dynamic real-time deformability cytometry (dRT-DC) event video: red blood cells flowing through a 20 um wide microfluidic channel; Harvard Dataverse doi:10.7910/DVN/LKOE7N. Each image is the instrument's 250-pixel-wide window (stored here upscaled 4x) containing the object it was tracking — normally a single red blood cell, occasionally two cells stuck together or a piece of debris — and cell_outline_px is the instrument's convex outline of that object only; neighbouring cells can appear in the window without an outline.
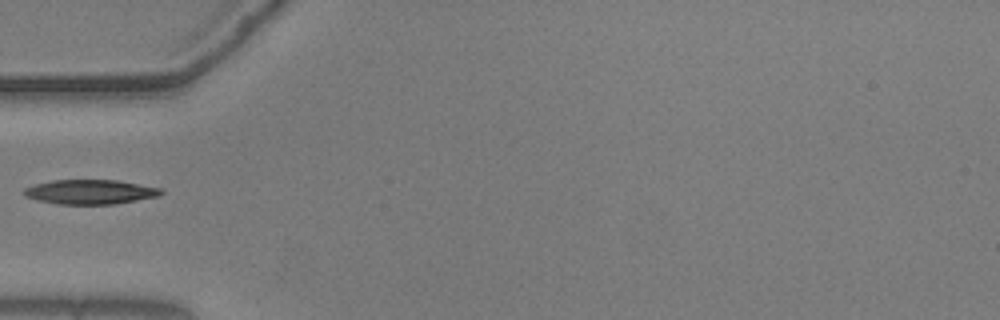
{"species": "common noctule bat (a hibernating species)", "species_latin": "Nyctalus noctula", "temperature_condition": "warm", "stored_images_in_passage": 38, "camera_frame_rate_fps": 3000, "um_per_image_px": 0.085, "animal": {"sex": "male", "body_mass_g": 20.5, "forearm_length_mm": 52.5}, "frame": {"image": 1, "passage_image": 1, "time_ms": 0.0, "image_size_px": [1000, 320], "cell_outline_px": [[164, 192], [160, 196], [112, 204], [60, 204], [36, 200], [24, 196], [24, 188], [36, 184], [52, 180], [116, 180], [160, 188]], "centroid_in_image_um": [7.65, 16.31], "position_along_channel_um": 77.3, "area_um2": 19.42}}
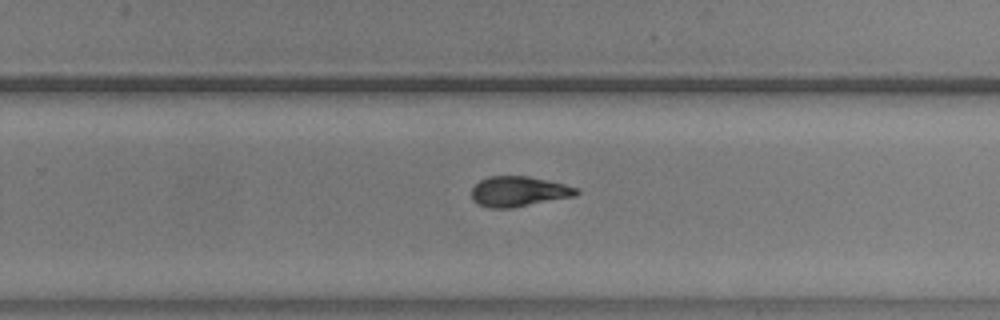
{"frame": {"image": 2, "passage_image": 18, "time_ms": 5.667, "image_size_px": [1000, 320], "cell_outline_px": [[580, 192], [576, 196], [512, 208], [488, 208], [476, 204], [472, 200], [472, 188], [480, 180], [488, 176], [528, 176], [564, 184], [580, 188]], "centroid_in_image_um": [44.09, 16.28], "position_along_channel_um": 285.7, "area_um2": 18.67}}
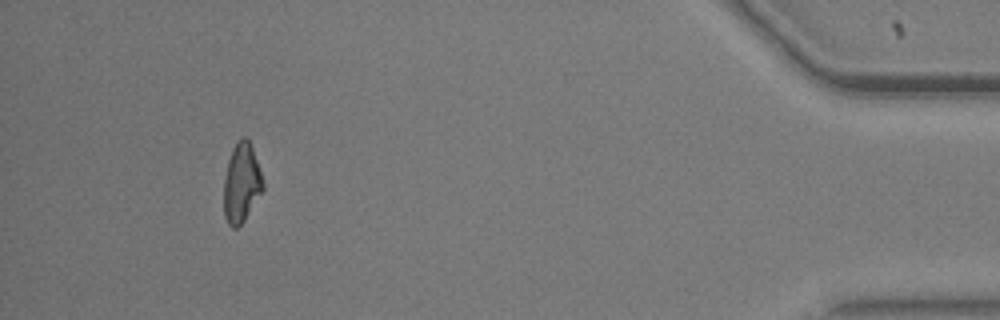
{"frame": {"image": 3, "passage_image": 34, "time_ms": 11.0, "image_size_px": [1000, 320], "cell_outline_px": [[264, 188], [244, 220], [236, 228], [232, 228], [228, 224], [224, 216], [224, 180], [228, 160], [232, 148], [244, 136], [248, 140], [252, 148], [264, 184]], "centroid_in_image_um": [20.51, 15.58], "position_along_channel_um": 414.7, "area_um2": 17.69}}